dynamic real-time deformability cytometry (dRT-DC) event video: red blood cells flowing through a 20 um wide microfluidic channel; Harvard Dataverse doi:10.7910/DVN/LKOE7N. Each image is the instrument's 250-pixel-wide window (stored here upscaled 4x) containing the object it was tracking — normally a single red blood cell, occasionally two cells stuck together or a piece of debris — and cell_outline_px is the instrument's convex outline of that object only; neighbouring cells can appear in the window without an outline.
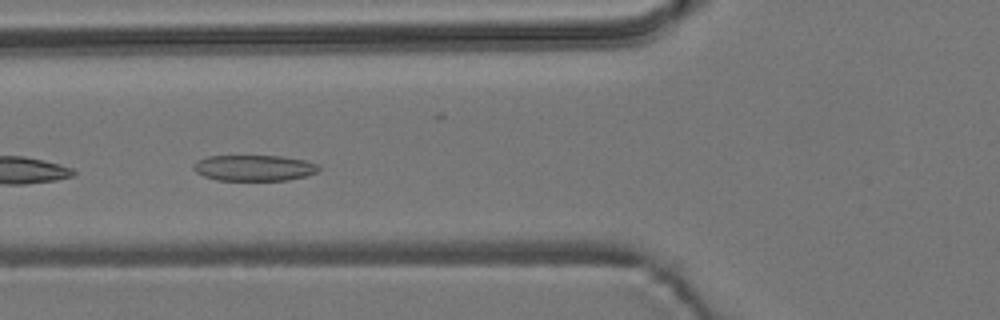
{"species": "common noctule bat (a hibernating species)", "species_latin": "Nyctalus noctula", "temperature_condition": "room temperature", "stored_images_in_passage": 13, "camera_frame_rate_fps": 3000, "um_per_image_px": 0.085, "animal": {"sex": "male", "body_mass_g": 19.2, "forearm_length_mm": 51.8}, "frame": {"image": 1, "passage_image": 4, "time_ms": 3.667, "image_size_px": [1000, 320], "cell_outline_px": [[320, 168], [316, 172], [304, 176], [288, 180], [216, 180], [204, 176], [196, 172], [192, 168], [192, 164], [196, 160], [208, 156], [280, 156], [308, 160], [320, 164]], "centroid_in_image_um": [21.59, 14.26], "position_along_channel_um": 104.2, "area_um2": 19.07}}
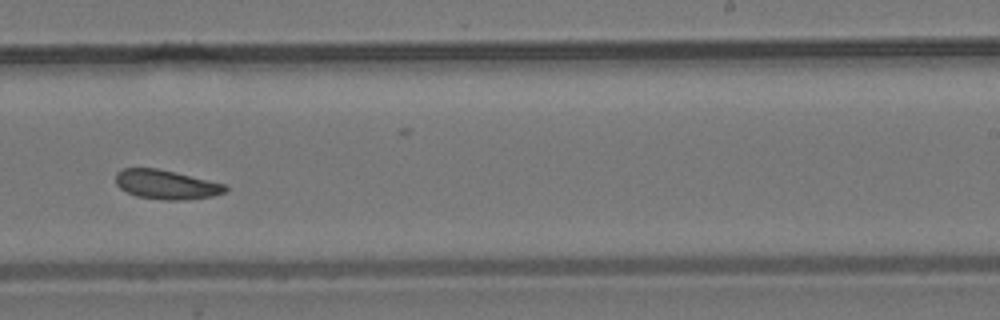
{"frame": {"image": 2, "passage_image": 8, "time_ms": 8.333, "image_size_px": [1000, 320], "cell_outline_px": [[228, 188], [224, 192], [212, 196], [184, 200], [164, 200], [136, 196], [120, 188], [116, 184], [116, 172], [124, 168], [156, 168], [176, 172], [228, 184]], "centroid_in_image_um": [14.15, 15.68], "position_along_channel_um": 274.8, "area_um2": 18.79}}
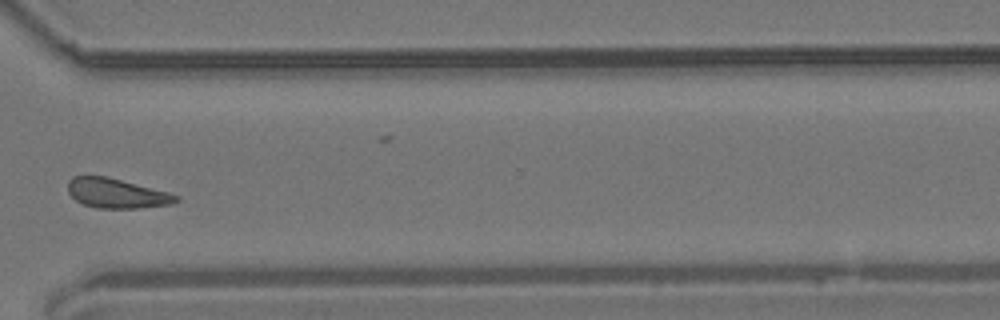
{"frame": {"image": 3, "passage_image": 10, "time_ms": 10.667, "image_size_px": [1000, 320], "cell_outline_px": [[180, 200], [172, 204], [136, 208], [96, 208], [84, 204], [76, 200], [68, 192], [68, 180], [72, 176], [108, 176], [168, 192], [180, 196]], "centroid_in_image_um": [9.92, 16.42], "position_along_channel_um": 360.7, "area_um2": 18.73}, "authors_computed_cell_mechanics": {"area_um2": 18.9006, "velocity_mm_per_s": 3.6769, "shape_relaxation_time_tau1_ms": 1.5528, "shape_relaxation_time_tau2_ms": 4.0291, "deformation_change_tau1": 0.0661, "deformation_change_tau2": 0.1155}}